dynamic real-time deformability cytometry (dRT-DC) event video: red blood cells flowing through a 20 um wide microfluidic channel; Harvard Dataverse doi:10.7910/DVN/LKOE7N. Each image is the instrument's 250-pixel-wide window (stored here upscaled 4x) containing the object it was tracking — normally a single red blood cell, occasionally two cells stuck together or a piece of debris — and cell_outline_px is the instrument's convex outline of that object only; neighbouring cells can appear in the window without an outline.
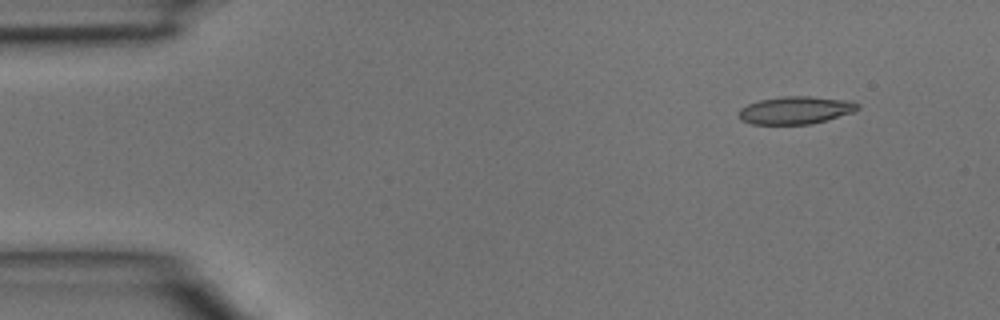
{"species": "common noctule bat (a hibernating species)", "species_latin": "Nyctalus noctula", "temperature_condition": "room temperature", "stored_images_in_passage": 3, "camera_frame_rate_fps": 3000, "um_per_image_px": 0.085, "animal": {"sex": "male", "body_mass_g": 15.6}, "frame": {"image": 1, "passage_image": 1, "time_ms": 0.0, "image_size_px": [1000, 320], "cell_outline_px": [[860, 108], [852, 112], [812, 124], [752, 124], [740, 120], [736, 116], [736, 112], [740, 108], [748, 104], [760, 100], [780, 96], [808, 96], [852, 100], [860, 104]], "centroid_in_image_um": [67.59, 9.36], "position_along_channel_um": 17.4, "area_um2": 19.42}}
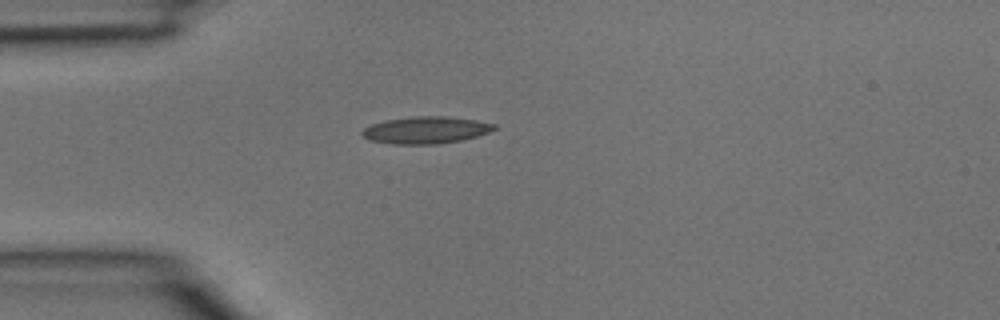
{"frame": {"image": 2, "passage_image": 3, "time_ms": 0.667, "image_size_px": [1000, 320], "cell_outline_px": [[496, 128], [488, 132], [476, 136], [460, 140], [436, 144], [392, 144], [368, 140], [360, 132], [364, 128], [372, 124], [384, 120], [412, 116], [444, 116], [476, 120], [496, 124]], "centroid_in_image_um": [36.16, 11.05], "position_along_channel_um": 48.8, "area_um2": 20.75}}